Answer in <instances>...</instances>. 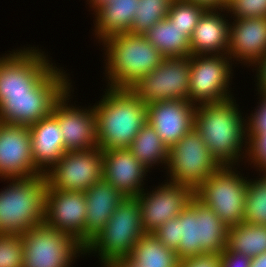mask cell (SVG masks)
I'll return each mask as SVG.
<instances>
[{
    "label": "cell",
    "mask_w": 266,
    "mask_h": 267,
    "mask_svg": "<svg viewBox=\"0 0 266 267\" xmlns=\"http://www.w3.org/2000/svg\"><path fill=\"white\" fill-rule=\"evenodd\" d=\"M244 115L237 97L196 105L194 128L221 166L244 163L247 154Z\"/></svg>",
    "instance_id": "1"
},
{
    "label": "cell",
    "mask_w": 266,
    "mask_h": 267,
    "mask_svg": "<svg viewBox=\"0 0 266 267\" xmlns=\"http://www.w3.org/2000/svg\"><path fill=\"white\" fill-rule=\"evenodd\" d=\"M103 91L93 104L98 148L128 149L147 123V105L130 88L105 87Z\"/></svg>",
    "instance_id": "2"
},
{
    "label": "cell",
    "mask_w": 266,
    "mask_h": 267,
    "mask_svg": "<svg viewBox=\"0 0 266 267\" xmlns=\"http://www.w3.org/2000/svg\"><path fill=\"white\" fill-rule=\"evenodd\" d=\"M99 46L104 61L101 81L106 87L131 88L164 60L144 35L120 33L107 37Z\"/></svg>",
    "instance_id": "3"
},
{
    "label": "cell",
    "mask_w": 266,
    "mask_h": 267,
    "mask_svg": "<svg viewBox=\"0 0 266 267\" xmlns=\"http://www.w3.org/2000/svg\"><path fill=\"white\" fill-rule=\"evenodd\" d=\"M0 181L7 184L0 189V234L21 235L44 223L45 175Z\"/></svg>",
    "instance_id": "4"
},
{
    "label": "cell",
    "mask_w": 266,
    "mask_h": 267,
    "mask_svg": "<svg viewBox=\"0 0 266 267\" xmlns=\"http://www.w3.org/2000/svg\"><path fill=\"white\" fill-rule=\"evenodd\" d=\"M64 67L57 65L29 94L6 95L0 103V123L28 126L52 114L56 102L73 86Z\"/></svg>",
    "instance_id": "5"
},
{
    "label": "cell",
    "mask_w": 266,
    "mask_h": 267,
    "mask_svg": "<svg viewBox=\"0 0 266 267\" xmlns=\"http://www.w3.org/2000/svg\"><path fill=\"white\" fill-rule=\"evenodd\" d=\"M145 232L136 197H125L104 228L84 248V257H95L104 266L108 261L128 257Z\"/></svg>",
    "instance_id": "6"
},
{
    "label": "cell",
    "mask_w": 266,
    "mask_h": 267,
    "mask_svg": "<svg viewBox=\"0 0 266 267\" xmlns=\"http://www.w3.org/2000/svg\"><path fill=\"white\" fill-rule=\"evenodd\" d=\"M228 227L195 196L178 215L179 260L226 248Z\"/></svg>",
    "instance_id": "7"
},
{
    "label": "cell",
    "mask_w": 266,
    "mask_h": 267,
    "mask_svg": "<svg viewBox=\"0 0 266 267\" xmlns=\"http://www.w3.org/2000/svg\"><path fill=\"white\" fill-rule=\"evenodd\" d=\"M240 166L243 165L220 166L194 191V196L211 208L227 227L244 220L248 174Z\"/></svg>",
    "instance_id": "8"
},
{
    "label": "cell",
    "mask_w": 266,
    "mask_h": 267,
    "mask_svg": "<svg viewBox=\"0 0 266 267\" xmlns=\"http://www.w3.org/2000/svg\"><path fill=\"white\" fill-rule=\"evenodd\" d=\"M28 46L0 55V103L6 95L29 94L57 66L46 49Z\"/></svg>",
    "instance_id": "9"
},
{
    "label": "cell",
    "mask_w": 266,
    "mask_h": 267,
    "mask_svg": "<svg viewBox=\"0 0 266 267\" xmlns=\"http://www.w3.org/2000/svg\"><path fill=\"white\" fill-rule=\"evenodd\" d=\"M23 267H74L84 258V247L71 235L47 226L32 227L21 234Z\"/></svg>",
    "instance_id": "10"
},
{
    "label": "cell",
    "mask_w": 266,
    "mask_h": 267,
    "mask_svg": "<svg viewBox=\"0 0 266 267\" xmlns=\"http://www.w3.org/2000/svg\"><path fill=\"white\" fill-rule=\"evenodd\" d=\"M221 165L193 128L169 149L165 180L195 191Z\"/></svg>",
    "instance_id": "11"
},
{
    "label": "cell",
    "mask_w": 266,
    "mask_h": 267,
    "mask_svg": "<svg viewBox=\"0 0 266 267\" xmlns=\"http://www.w3.org/2000/svg\"><path fill=\"white\" fill-rule=\"evenodd\" d=\"M235 67L226 54L190 55L189 101L199 105L236 97Z\"/></svg>",
    "instance_id": "12"
},
{
    "label": "cell",
    "mask_w": 266,
    "mask_h": 267,
    "mask_svg": "<svg viewBox=\"0 0 266 267\" xmlns=\"http://www.w3.org/2000/svg\"><path fill=\"white\" fill-rule=\"evenodd\" d=\"M190 56L164 57L130 89L146 105L163 100L189 101Z\"/></svg>",
    "instance_id": "13"
},
{
    "label": "cell",
    "mask_w": 266,
    "mask_h": 267,
    "mask_svg": "<svg viewBox=\"0 0 266 267\" xmlns=\"http://www.w3.org/2000/svg\"><path fill=\"white\" fill-rule=\"evenodd\" d=\"M44 175L50 189L85 192L103 178L102 150L66 151Z\"/></svg>",
    "instance_id": "14"
},
{
    "label": "cell",
    "mask_w": 266,
    "mask_h": 267,
    "mask_svg": "<svg viewBox=\"0 0 266 267\" xmlns=\"http://www.w3.org/2000/svg\"><path fill=\"white\" fill-rule=\"evenodd\" d=\"M155 186V187H154ZM194 197V191L167 180L146 187L136 198L145 233H153L165 222L177 217Z\"/></svg>",
    "instance_id": "15"
},
{
    "label": "cell",
    "mask_w": 266,
    "mask_h": 267,
    "mask_svg": "<svg viewBox=\"0 0 266 267\" xmlns=\"http://www.w3.org/2000/svg\"><path fill=\"white\" fill-rule=\"evenodd\" d=\"M74 90L73 85L56 102L52 111L60 125L65 151L97 148L96 115L93 105H77L75 102L78 101L72 99L75 97Z\"/></svg>",
    "instance_id": "16"
},
{
    "label": "cell",
    "mask_w": 266,
    "mask_h": 267,
    "mask_svg": "<svg viewBox=\"0 0 266 267\" xmlns=\"http://www.w3.org/2000/svg\"><path fill=\"white\" fill-rule=\"evenodd\" d=\"M86 197L82 191L50 189L45 192L44 223L71 235L84 247Z\"/></svg>",
    "instance_id": "17"
},
{
    "label": "cell",
    "mask_w": 266,
    "mask_h": 267,
    "mask_svg": "<svg viewBox=\"0 0 266 267\" xmlns=\"http://www.w3.org/2000/svg\"><path fill=\"white\" fill-rule=\"evenodd\" d=\"M43 175L34 163L28 126L0 123V179Z\"/></svg>",
    "instance_id": "18"
},
{
    "label": "cell",
    "mask_w": 266,
    "mask_h": 267,
    "mask_svg": "<svg viewBox=\"0 0 266 267\" xmlns=\"http://www.w3.org/2000/svg\"><path fill=\"white\" fill-rule=\"evenodd\" d=\"M196 105L185 100H163L147 105V122L170 149L194 128Z\"/></svg>",
    "instance_id": "19"
},
{
    "label": "cell",
    "mask_w": 266,
    "mask_h": 267,
    "mask_svg": "<svg viewBox=\"0 0 266 267\" xmlns=\"http://www.w3.org/2000/svg\"><path fill=\"white\" fill-rule=\"evenodd\" d=\"M265 54L266 17L231 19L227 55L233 64L250 68Z\"/></svg>",
    "instance_id": "20"
},
{
    "label": "cell",
    "mask_w": 266,
    "mask_h": 267,
    "mask_svg": "<svg viewBox=\"0 0 266 267\" xmlns=\"http://www.w3.org/2000/svg\"><path fill=\"white\" fill-rule=\"evenodd\" d=\"M102 154L103 178L125 197H137L146 185L149 187L146 182L149 177L146 176L151 175V172L138 161L129 148L104 150Z\"/></svg>",
    "instance_id": "21"
},
{
    "label": "cell",
    "mask_w": 266,
    "mask_h": 267,
    "mask_svg": "<svg viewBox=\"0 0 266 267\" xmlns=\"http://www.w3.org/2000/svg\"><path fill=\"white\" fill-rule=\"evenodd\" d=\"M230 23L228 9L205 10L190 37L191 55H227Z\"/></svg>",
    "instance_id": "22"
},
{
    "label": "cell",
    "mask_w": 266,
    "mask_h": 267,
    "mask_svg": "<svg viewBox=\"0 0 266 267\" xmlns=\"http://www.w3.org/2000/svg\"><path fill=\"white\" fill-rule=\"evenodd\" d=\"M84 193L87 205L84 229L85 248L104 228L125 196L104 178L93 184Z\"/></svg>",
    "instance_id": "23"
},
{
    "label": "cell",
    "mask_w": 266,
    "mask_h": 267,
    "mask_svg": "<svg viewBox=\"0 0 266 267\" xmlns=\"http://www.w3.org/2000/svg\"><path fill=\"white\" fill-rule=\"evenodd\" d=\"M32 156L44 175L66 152L58 120L51 114L30 127Z\"/></svg>",
    "instance_id": "24"
},
{
    "label": "cell",
    "mask_w": 266,
    "mask_h": 267,
    "mask_svg": "<svg viewBox=\"0 0 266 267\" xmlns=\"http://www.w3.org/2000/svg\"><path fill=\"white\" fill-rule=\"evenodd\" d=\"M138 2L139 0H112L91 12L94 24L91 36L95 44L116 34L129 33Z\"/></svg>",
    "instance_id": "25"
},
{
    "label": "cell",
    "mask_w": 266,
    "mask_h": 267,
    "mask_svg": "<svg viewBox=\"0 0 266 267\" xmlns=\"http://www.w3.org/2000/svg\"><path fill=\"white\" fill-rule=\"evenodd\" d=\"M129 150L151 173L155 168H163L160 171L164 172L168 163L169 148L148 122L135 136Z\"/></svg>",
    "instance_id": "26"
},
{
    "label": "cell",
    "mask_w": 266,
    "mask_h": 267,
    "mask_svg": "<svg viewBox=\"0 0 266 267\" xmlns=\"http://www.w3.org/2000/svg\"><path fill=\"white\" fill-rule=\"evenodd\" d=\"M144 37L164 57L190 56V39L168 18L156 22Z\"/></svg>",
    "instance_id": "27"
},
{
    "label": "cell",
    "mask_w": 266,
    "mask_h": 267,
    "mask_svg": "<svg viewBox=\"0 0 266 267\" xmlns=\"http://www.w3.org/2000/svg\"><path fill=\"white\" fill-rule=\"evenodd\" d=\"M141 267H178L176 252L163 245L152 233H145L128 256Z\"/></svg>",
    "instance_id": "28"
},
{
    "label": "cell",
    "mask_w": 266,
    "mask_h": 267,
    "mask_svg": "<svg viewBox=\"0 0 266 267\" xmlns=\"http://www.w3.org/2000/svg\"><path fill=\"white\" fill-rule=\"evenodd\" d=\"M226 248L250 258L266 252V226L241 222L228 227Z\"/></svg>",
    "instance_id": "29"
},
{
    "label": "cell",
    "mask_w": 266,
    "mask_h": 267,
    "mask_svg": "<svg viewBox=\"0 0 266 267\" xmlns=\"http://www.w3.org/2000/svg\"><path fill=\"white\" fill-rule=\"evenodd\" d=\"M255 172L254 178L248 173L243 222L266 226V173Z\"/></svg>",
    "instance_id": "30"
},
{
    "label": "cell",
    "mask_w": 266,
    "mask_h": 267,
    "mask_svg": "<svg viewBox=\"0 0 266 267\" xmlns=\"http://www.w3.org/2000/svg\"><path fill=\"white\" fill-rule=\"evenodd\" d=\"M173 0H139L130 33L144 35L156 22L167 18Z\"/></svg>",
    "instance_id": "31"
},
{
    "label": "cell",
    "mask_w": 266,
    "mask_h": 267,
    "mask_svg": "<svg viewBox=\"0 0 266 267\" xmlns=\"http://www.w3.org/2000/svg\"><path fill=\"white\" fill-rule=\"evenodd\" d=\"M206 9L203 6L185 0H173L167 18L189 39L199 18Z\"/></svg>",
    "instance_id": "32"
},
{
    "label": "cell",
    "mask_w": 266,
    "mask_h": 267,
    "mask_svg": "<svg viewBox=\"0 0 266 267\" xmlns=\"http://www.w3.org/2000/svg\"><path fill=\"white\" fill-rule=\"evenodd\" d=\"M21 235L0 234V267H23Z\"/></svg>",
    "instance_id": "33"
},
{
    "label": "cell",
    "mask_w": 266,
    "mask_h": 267,
    "mask_svg": "<svg viewBox=\"0 0 266 267\" xmlns=\"http://www.w3.org/2000/svg\"><path fill=\"white\" fill-rule=\"evenodd\" d=\"M243 165L246 169L250 167L266 173V132L247 134V154Z\"/></svg>",
    "instance_id": "34"
},
{
    "label": "cell",
    "mask_w": 266,
    "mask_h": 267,
    "mask_svg": "<svg viewBox=\"0 0 266 267\" xmlns=\"http://www.w3.org/2000/svg\"><path fill=\"white\" fill-rule=\"evenodd\" d=\"M230 19L266 17V0H230Z\"/></svg>",
    "instance_id": "35"
},
{
    "label": "cell",
    "mask_w": 266,
    "mask_h": 267,
    "mask_svg": "<svg viewBox=\"0 0 266 267\" xmlns=\"http://www.w3.org/2000/svg\"><path fill=\"white\" fill-rule=\"evenodd\" d=\"M258 102L251 111L246 113L247 134H257L266 132V93H255Z\"/></svg>",
    "instance_id": "36"
},
{
    "label": "cell",
    "mask_w": 266,
    "mask_h": 267,
    "mask_svg": "<svg viewBox=\"0 0 266 267\" xmlns=\"http://www.w3.org/2000/svg\"><path fill=\"white\" fill-rule=\"evenodd\" d=\"M152 234L167 248L178 250L181 239H178V216L168 220Z\"/></svg>",
    "instance_id": "37"
},
{
    "label": "cell",
    "mask_w": 266,
    "mask_h": 267,
    "mask_svg": "<svg viewBox=\"0 0 266 267\" xmlns=\"http://www.w3.org/2000/svg\"><path fill=\"white\" fill-rule=\"evenodd\" d=\"M178 267H221V252L202 253L179 260Z\"/></svg>",
    "instance_id": "38"
},
{
    "label": "cell",
    "mask_w": 266,
    "mask_h": 267,
    "mask_svg": "<svg viewBox=\"0 0 266 267\" xmlns=\"http://www.w3.org/2000/svg\"><path fill=\"white\" fill-rule=\"evenodd\" d=\"M251 258L225 248L221 252V267H250Z\"/></svg>",
    "instance_id": "39"
},
{
    "label": "cell",
    "mask_w": 266,
    "mask_h": 267,
    "mask_svg": "<svg viewBox=\"0 0 266 267\" xmlns=\"http://www.w3.org/2000/svg\"><path fill=\"white\" fill-rule=\"evenodd\" d=\"M249 69L255 74L254 91H257L256 93H266V54L257 60Z\"/></svg>",
    "instance_id": "40"
},
{
    "label": "cell",
    "mask_w": 266,
    "mask_h": 267,
    "mask_svg": "<svg viewBox=\"0 0 266 267\" xmlns=\"http://www.w3.org/2000/svg\"><path fill=\"white\" fill-rule=\"evenodd\" d=\"M203 6L207 9H227L230 0H185Z\"/></svg>",
    "instance_id": "41"
},
{
    "label": "cell",
    "mask_w": 266,
    "mask_h": 267,
    "mask_svg": "<svg viewBox=\"0 0 266 267\" xmlns=\"http://www.w3.org/2000/svg\"><path fill=\"white\" fill-rule=\"evenodd\" d=\"M102 267H141V266L135 264L129 257H126L108 261Z\"/></svg>",
    "instance_id": "42"
},
{
    "label": "cell",
    "mask_w": 266,
    "mask_h": 267,
    "mask_svg": "<svg viewBox=\"0 0 266 267\" xmlns=\"http://www.w3.org/2000/svg\"><path fill=\"white\" fill-rule=\"evenodd\" d=\"M250 267H266V252L251 258Z\"/></svg>",
    "instance_id": "43"
},
{
    "label": "cell",
    "mask_w": 266,
    "mask_h": 267,
    "mask_svg": "<svg viewBox=\"0 0 266 267\" xmlns=\"http://www.w3.org/2000/svg\"><path fill=\"white\" fill-rule=\"evenodd\" d=\"M112 0H86L85 3L88 6V11L89 12H94L97 8H99L100 6L111 2Z\"/></svg>",
    "instance_id": "44"
}]
</instances>
